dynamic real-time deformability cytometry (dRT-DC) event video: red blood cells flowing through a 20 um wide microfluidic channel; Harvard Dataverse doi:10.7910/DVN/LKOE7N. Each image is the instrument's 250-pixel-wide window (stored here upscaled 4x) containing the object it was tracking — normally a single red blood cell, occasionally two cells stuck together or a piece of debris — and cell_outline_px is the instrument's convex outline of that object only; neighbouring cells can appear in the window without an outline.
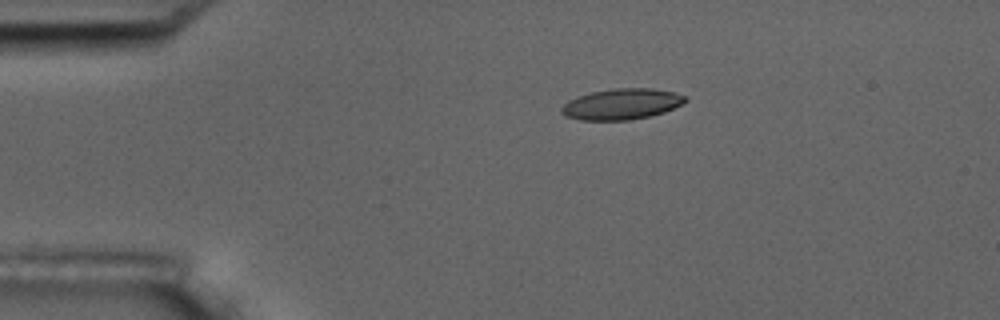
{"species": "common noctule bat (a hibernating species)", "species_latin": "Nyctalus noctula", "temperature_condition": "room temperature", "stored_images_in_passage": 9, "camera_frame_rate_fps": 3000, "um_per_image_px": 0.085, "animal": {"sex": "male", "body_mass_g": 17.5, "forearm_length_mm": 52.3}, "frame": {"image": 1, "passage_image": 4, "time_ms": 3.333, "image_size_px": [1000, 320], "cell_outline_px": [[688, 100], [684, 104], [664, 112], [652, 116], [628, 120], [580, 120], [564, 116], [560, 112], [560, 108], [568, 100], [576, 96], [592, 92], [616, 88], [652, 88], [672, 92], [688, 96]], "centroid_in_image_um": [52.85, 8.85], "position_along_channel_um": 32.2, "area_um2": 22.54}}
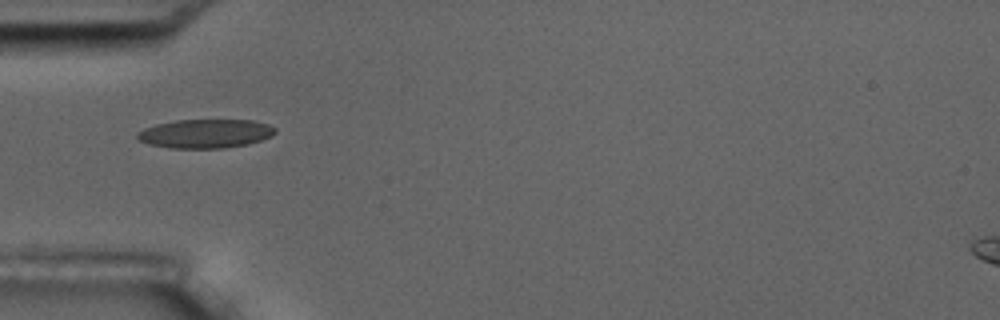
{"frame": {"image": 2, "passage_image": 6, "time_ms": 5.667, "image_size_px": [1000, 320], "cell_outline_px": [[276, 132], [272, 136], [248, 144], [224, 148], [168, 148], [148, 144], [136, 140], [136, 132], [144, 128], [156, 124], [176, 120], [252, 120], [268, 124], [276, 128]], "centroid_in_image_um": [17.42, 11.36], "position_along_channel_um": 67.6, "area_um2": 23.41}}
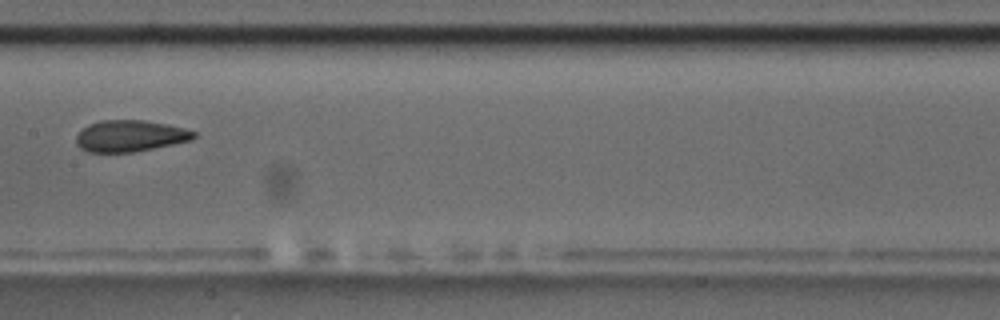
{"frame": {"image": 3, "passage_image": 9, "time_ms": 9.333, "image_size_px": [1000, 320], "cell_outline_px": [[196, 136], [192, 140], [132, 152], [88, 152], [80, 148], [76, 144], [76, 136], [88, 124], [100, 120], [144, 120], [184, 128], [196, 132]], "centroid_in_image_um": [11.03, 11.55], "position_along_channel_um": 196.4, "area_um2": 21.39}}